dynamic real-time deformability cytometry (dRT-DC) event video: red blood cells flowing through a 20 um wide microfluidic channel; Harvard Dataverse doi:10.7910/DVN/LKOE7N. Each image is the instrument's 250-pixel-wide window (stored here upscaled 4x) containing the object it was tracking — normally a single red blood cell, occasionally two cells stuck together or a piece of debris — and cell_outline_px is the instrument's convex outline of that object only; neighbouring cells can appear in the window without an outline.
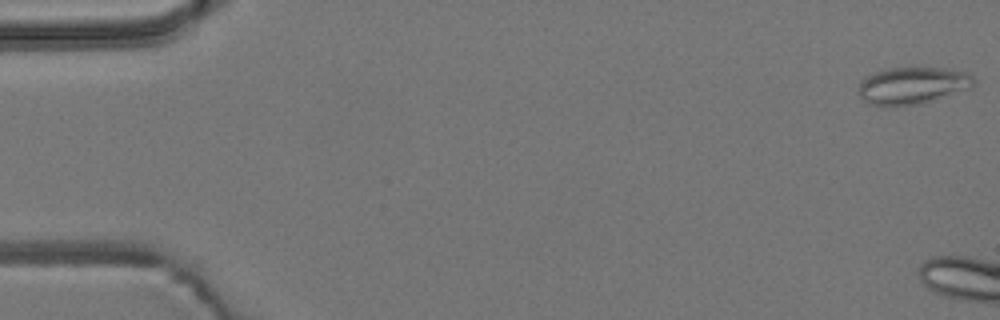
{"species": "common noctule bat (a hibernating species)", "species_latin": "Nyctalus noctula", "temperature_condition": "room temperature", "stored_images_in_passage": 7, "camera_frame_rate_fps": 3000, "um_per_image_px": 0.085, "animal": {"sex": "male", "body_mass_g": 19.2, "forearm_length_mm": 51.8}, "frame": {"image": 1, "passage_image": 1, "time_ms": 0.0, "image_size_px": [1000, 320], "cell_outline_px": [[976, 84], [972, 88], [920, 104], [888, 108], [868, 104], [860, 96], [860, 80], [864, 76], [888, 68], [948, 68], [968, 72], [976, 80]], "centroid_in_image_um": [77.58, 7.29], "position_along_channel_um": 7.4, "area_um2": 25.43}}